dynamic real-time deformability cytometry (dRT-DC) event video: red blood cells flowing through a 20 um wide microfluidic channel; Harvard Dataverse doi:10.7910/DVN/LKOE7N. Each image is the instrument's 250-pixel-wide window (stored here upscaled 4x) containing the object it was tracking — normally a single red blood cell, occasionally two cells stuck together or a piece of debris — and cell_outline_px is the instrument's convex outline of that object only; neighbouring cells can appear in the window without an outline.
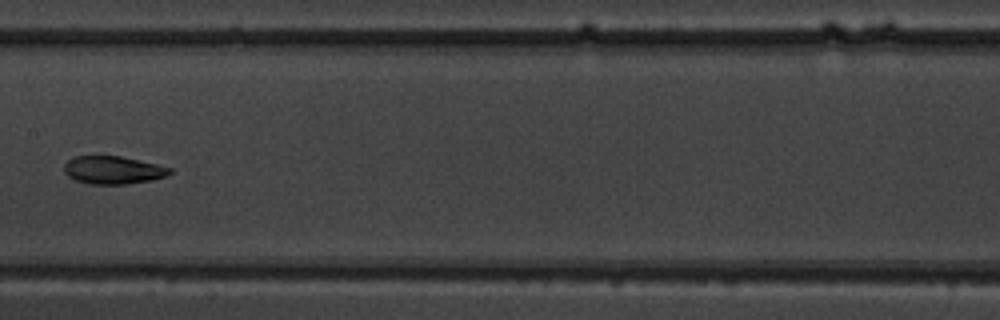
{"species": "common noctule bat (a hibernating species)", "species_latin": "Nyctalus noctula", "temperature_condition": "warm", "stored_images_in_passage": 10, "camera_frame_rate_fps": 3000, "um_per_image_px": 0.085, "animal": {"sex": "male", "body_mass_g": 19.5, "forearm_length_mm": 54.6}, "frame": {"image": 1, "passage_image": 9, "time_ms": 9.333, "image_size_px": [1000, 320], "cell_outline_px": [[172, 172], [168, 176], [128, 184], [88, 184], [76, 180], [68, 176], [64, 172], [64, 164], [68, 160], [76, 156], [120, 156], [156, 164], [172, 168]], "centroid_in_image_um": [9.6, 14.46], "position_along_channel_um": 197.8, "area_um2": 17.11}}
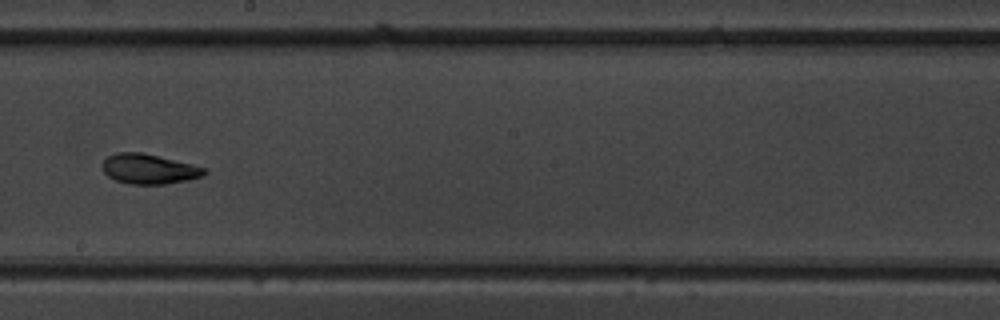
{"frame": {"image": 2, "passage_image": 10, "time_ms": 10.333, "image_size_px": [1000, 320], "cell_outline_px": [[208, 172], [200, 176], [188, 180], [164, 184], [132, 184], [116, 180], [108, 176], [104, 172], [104, 160], [108, 156], [116, 152], [140, 152], [192, 164], [208, 168]], "centroid_in_image_um": [12.69, 14.36], "position_along_channel_um": 235.5, "area_um2": 17.57}}